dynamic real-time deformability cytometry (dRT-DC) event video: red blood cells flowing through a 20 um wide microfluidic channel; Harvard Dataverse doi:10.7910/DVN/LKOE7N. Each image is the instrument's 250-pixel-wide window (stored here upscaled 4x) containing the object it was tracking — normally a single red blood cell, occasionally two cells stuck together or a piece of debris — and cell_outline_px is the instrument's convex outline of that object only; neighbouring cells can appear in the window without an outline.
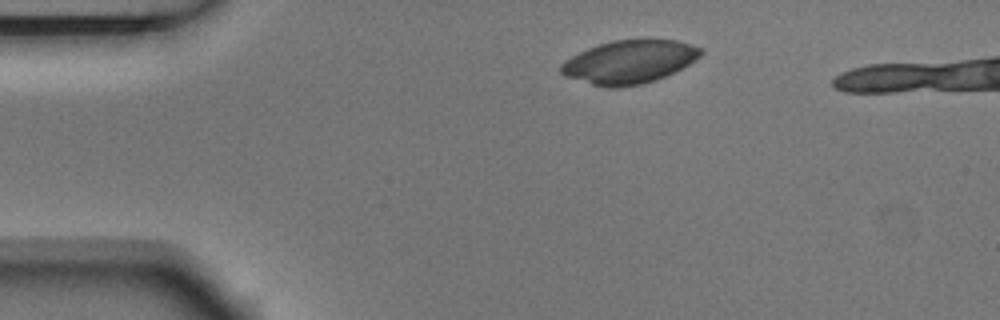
{"species": "Egyptian fruit bat (a non-hibernating species)", "species_latin": "Rousettus aegyptiacus", "temperature_condition": "room temperature", "stored_images_in_passage": 3, "camera_frame_rate_fps": 3000, "um_per_image_px": 0.085, "animal": {"sex": "male"}, "frame": {"image": 1, "passage_image": 1, "time_ms": 0.0, "image_size_px": [1000, 320], "cell_outline_px": [[704, 52], [700, 56], [688, 64], [656, 80], [640, 84], [620, 88], [604, 88], [564, 76], [560, 72], [560, 64], [564, 60], [588, 48], [612, 40], [640, 36], [648, 36], [676, 40], [704, 48]], "centroid_in_image_um": [53.5, 5.21], "position_along_channel_um": 31.5, "area_um2": 36.18}}